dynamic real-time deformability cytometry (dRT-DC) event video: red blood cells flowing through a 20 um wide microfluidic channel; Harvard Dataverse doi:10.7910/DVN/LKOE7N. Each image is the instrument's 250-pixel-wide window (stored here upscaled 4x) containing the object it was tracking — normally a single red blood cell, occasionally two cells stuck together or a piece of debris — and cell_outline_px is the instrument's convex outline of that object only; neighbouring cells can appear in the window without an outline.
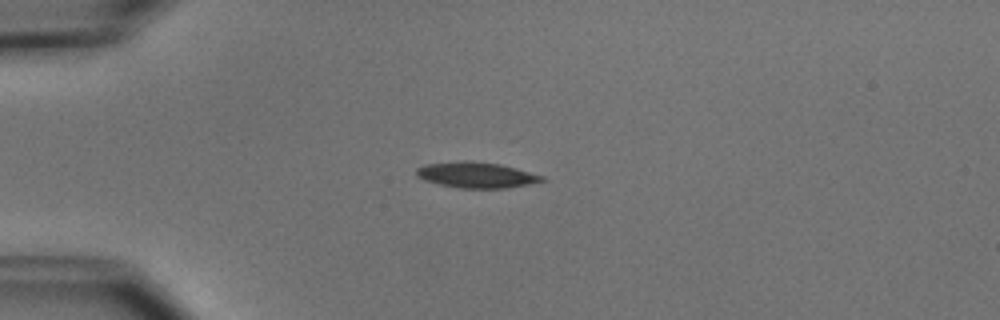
{"species": "common noctule bat (a hibernating species)", "species_latin": "Nyctalus noctula", "temperature_condition": "cold", "stored_images_in_passage": 6, "camera_frame_rate_fps": 3000, "um_per_image_px": 0.085, "animal": {"sex": "male", "body_mass_g": 15.6}, "frame": {"image": 1, "passage_image": 3, "time_ms": 2.333, "image_size_px": [1000, 320], "cell_outline_px": [[548, 180], [508, 188], [460, 188], [440, 184], [424, 180], [416, 176], [416, 168], [424, 164], [464, 160], [468, 160], [500, 164], [516, 168], [544, 176]], "centroid_in_image_um": [40.49, 14.86], "position_along_channel_um": 44.5, "area_um2": 18.96}}
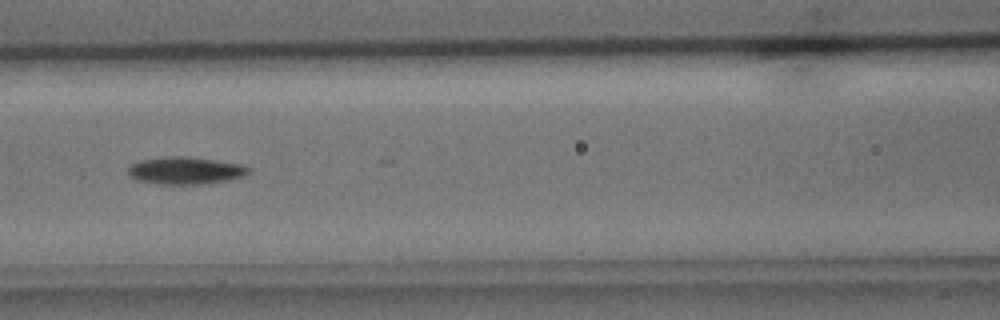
{"frame": {"image": 2, "passage_image": 6, "time_ms": 5.667, "image_size_px": [1000, 320], "cell_outline_px": [[252, 172], [244, 176], [228, 180], [204, 184], [160, 184], [136, 180], [128, 172], [128, 168], [132, 164], [140, 160], [160, 156], [188, 156], [216, 160], [240, 164], [252, 168]], "centroid_in_image_um": [15.79, 14.49], "position_along_channel_um": 150.8, "area_um2": 19.42}}